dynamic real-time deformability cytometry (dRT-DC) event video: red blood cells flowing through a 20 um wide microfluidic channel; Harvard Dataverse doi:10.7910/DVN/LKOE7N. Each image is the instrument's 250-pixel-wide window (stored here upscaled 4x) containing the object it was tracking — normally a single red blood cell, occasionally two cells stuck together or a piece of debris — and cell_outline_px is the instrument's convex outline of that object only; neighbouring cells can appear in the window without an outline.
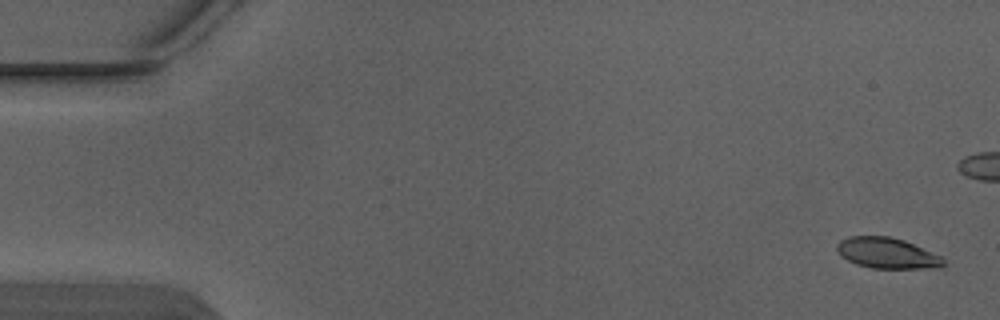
{"species": "Egyptian fruit bat (a non-hibernating species)", "species_latin": "Rousettus aegyptiacus", "temperature_condition": "warm", "stored_images_in_passage": 6, "camera_frame_rate_fps": 3000, "um_per_image_px": 0.085, "animal": {"sex": "male"}, "frame": {"image": 1, "passage_image": 1, "time_ms": 0.0, "image_size_px": [1000, 320], "cell_outline_px": [[944, 264], [940, 268], [872, 268], [856, 264], [840, 256], [836, 248], [836, 244], [840, 240], [848, 236], [888, 236], [904, 240], [940, 256], [944, 260]], "centroid_in_image_um": [75.36, 21.51], "position_along_channel_um": 9.6, "area_um2": 19.02}}
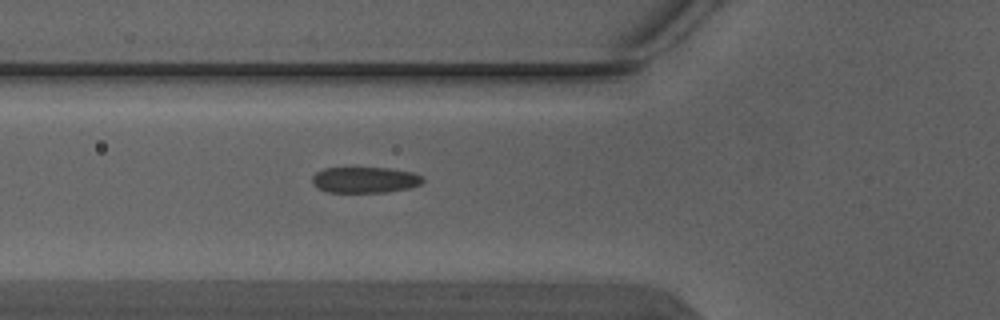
{"frame": {"image": 2, "passage_image": 6, "time_ms": 1.667, "image_size_px": [1000, 320], "cell_outline_px": [[424, 180], [420, 184], [408, 188], [388, 192], [328, 192], [316, 188], [312, 184], [312, 176], [316, 172], [324, 168], [388, 168], [412, 172], [420, 176]], "centroid_in_image_um": [30.97, 15.29], "position_along_channel_um": 94.8, "area_um2": 16.7}}